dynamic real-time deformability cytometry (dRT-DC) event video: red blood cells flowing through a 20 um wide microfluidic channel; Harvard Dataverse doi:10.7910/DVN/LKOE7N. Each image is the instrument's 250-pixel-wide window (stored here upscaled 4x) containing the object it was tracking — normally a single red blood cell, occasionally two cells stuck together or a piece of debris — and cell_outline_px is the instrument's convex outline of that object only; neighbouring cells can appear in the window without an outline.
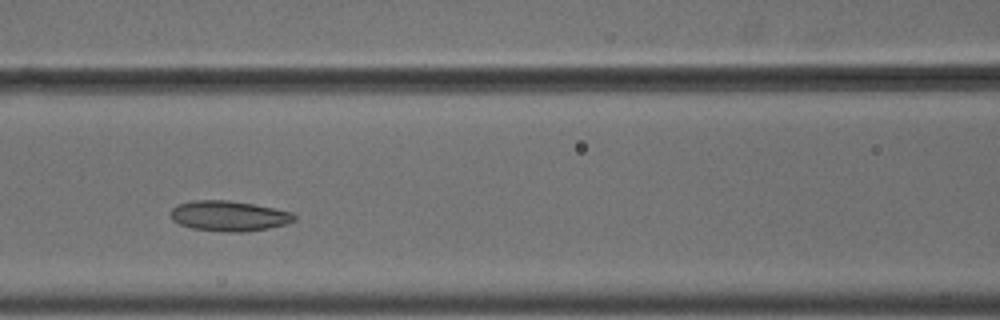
{"species": "common noctule bat (a hibernating species)", "species_latin": "Nyctalus noctula", "temperature_condition": "cold", "stored_images_in_passage": 11, "camera_frame_rate_fps": 3000, "um_per_image_px": 0.085, "animal": {"sex": "male", "body_mass_g": 18.8}, "frame": {"image": 1, "passage_image": 5, "time_ms": 1.333, "image_size_px": [1000, 320], "cell_outline_px": [[296, 220], [288, 224], [268, 228], [244, 232], [224, 232], [192, 228], [180, 224], [172, 220], [168, 216], [168, 212], [176, 204], [196, 200], [232, 200], [292, 212], [296, 216]], "centroid_in_image_um": [19.42, 18.35], "position_along_channel_um": 147.2, "area_um2": 22.08}}
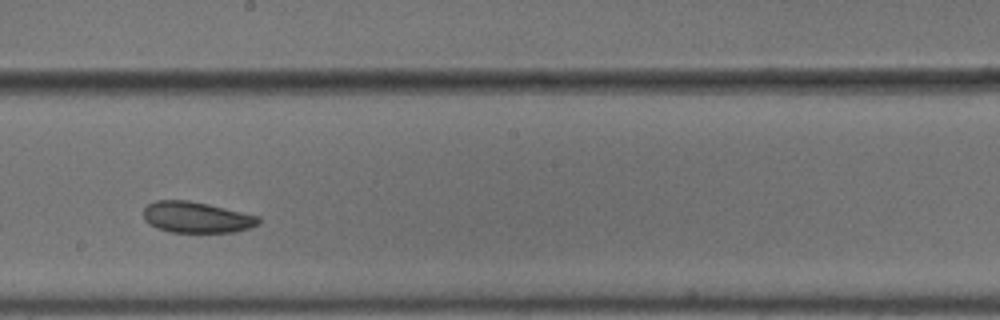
{"frame": {"image": 2, "passage_image": 7, "time_ms": 2.0, "image_size_px": [1000, 320], "cell_outline_px": [[260, 224], [236, 232], [168, 232], [156, 228], [144, 220], [144, 208], [148, 204], [156, 200], [188, 200], [208, 204], [260, 216]], "centroid_in_image_um": [16.7, 18.47], "position_along_channel_um": 231.5, "area_um2": 20.92}}
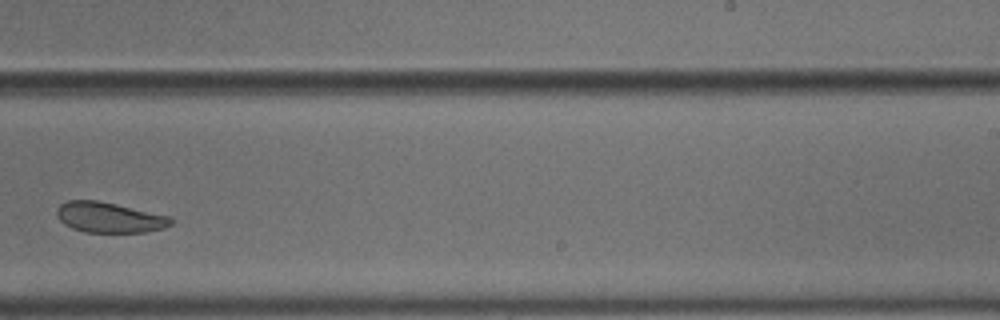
{"frame": {"image": 3, "passage_image": 8, "time_ms": 2.333, "image_size_px": [1000, 320], "cell_outline_px": [[172, 224], [164, 228], [144, 232], [84, 232], [72, 228], [64, 224], [56, 216], [56, 208], [60, 204], [68, 200], [96, 200], [116, 204], [168, 216], [172, 220]], "centroid_in_image_um": [9.23, 18.48], "position_along_channel_um": 279.8, "area_um2": 20.11}}